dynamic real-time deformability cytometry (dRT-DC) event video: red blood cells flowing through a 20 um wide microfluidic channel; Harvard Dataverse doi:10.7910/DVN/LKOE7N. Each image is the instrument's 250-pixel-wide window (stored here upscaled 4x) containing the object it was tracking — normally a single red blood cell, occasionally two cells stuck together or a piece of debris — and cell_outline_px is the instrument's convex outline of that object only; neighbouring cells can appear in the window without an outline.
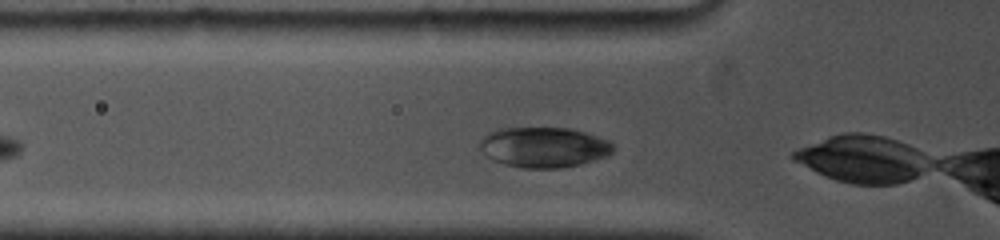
{"species": "common noctule bat (a hibernating species)", "species_latin": "Nyctalus noctula", "temperature_condition": "cold", "stored_images_in_passage": 6, "camera_frame_rate_fps": 5000, "um_per_image_px": 0.085, "animal": {"sex": "female", "body_mass_g": 19.0, "forearm_length_mm": 53.3}, "frame": {"image": 1, "passage_image": 4, "time_ms": 0.8, "image_size_px": [1000, 240], "cell_outline_px": [[616, 148], [608, 156], [580, 164], [560, 168], [524, 168], [504, 164], [492, 160], [480, 148], [480, 140], [488, 132], [500, 128], [568, 128], [584, 132], [608, 140]], "centroid_in_image_um": [46.23, 12.52], "position_along_channel_um": 79.6, "area_um2": 31.27}}